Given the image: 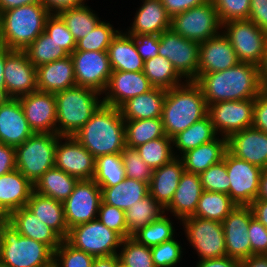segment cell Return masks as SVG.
<instances>
[{"instance_id":"cell-1","label":"cell","mask_w":267,"mask_h":267,"mask_svg":"<svg viewBox=\"0 0 267 267\" xmlns=\"http://www.w3.org/2000/svg\"><path fill=\"white\" fill-rule=\"evenodd\" d=\"M195 82L201 88L207 106L220 101L255 99L263 91L258 66L244 62L224 71L202 74Z\"/></svg>"},{"instance_id":"cell-2","label":"cell","mask_w":267,"mask_h":267,"mask_svg":"<svg viewBox=\"0 0 267 267\" xmlns=\"http://www.w3.org/2000/svg\"><path fill=\"white\" fill-rule=\"evenodd\" d=\"M96 159L126 147L125 121L119 108L102 104L73 136Z\"/></svg>"},{"instance_id":"cell-3","label":"cell","mask_w":267,"mask_h":267,"mask_svg":"<svg viewBox=\"0 0 267 267\" xmlns=\"http://www.w3.org/2000/svg\"><path fill=\"white\" fill-rule=\"evenodd\" d=\"M166 90L162 123L167 137L173 138L208 115L202 90L195 81H186Z\"/></svg>"},{"instance_id":"cell-4","label":"cell","mask_w":267,"mask_h":267,"mask_svg":"<svg viewBox=\"0 0 267 267\" xmlns=\"http://www.w3.org/2000/svg\"><path fill=\"white\" fill-rule=\"evenodd\" d=\"M49 12L42 3L12 8L0 13V45L26 49L45 29Z\"/></svg>"},{"instance_id":"cell-5","label":"cell","mask_w":267,"mask_h":267,"mask_svg":"<svg viewBox=\"0 0 267 267\" xmlns=\"http://www.w3.org/2000/svg\"><path fill=\"white\" fill-rule=\"evenodd\" d=\"M100 95L93 89L77 85L55 93L57 134L74 136L103 104Z\"/></svg>"},{"instance_id":"cell-6","label":"cell","mask_w":267,"mask_h":267,"mask_svg":"<svg viewBox=\"0 0 267 267\" xmlns=\"http://www.w3.org/2000/svg\"><path fill=\"white\" fill-rule=\"evenodd\" d=\"M53 259L48 245L21 236L10 223L2 225L0 261L6 267H53Z\"/></svg>"},{"instance_id":"cell-7","label":"cell","mask_w":267,"mask_h":267,"mask_svg":"<svg viewBox=\"0 0 267 267\" xmlns=\"http://www.w3.org/2000/svg\"><path fill=\"white\" fill-rule=\"evenodd\" d=\"M59 135L33 133L15 147L16 169L33 185L49 169L55 167V149Z\"/></svg>"},{"instance_id":"cell-8","label":"cell","mask_w":267,"mask_h":267,"mask_svg":"<svg viewBox=\"0 0 267 267\" xmlns=\"http://www.w3.org/2000/svg\"><path fill=\"white\" fill-rule=\"evenodd\" d=\"M65 240L78 250L101 257L116 255L123 238L97 218L70 228Z\"/></svg>"},{"instance_id":"cell-9","label":"cell","mask_w":267,"mask_h":267,"mask_svg":"<svg viewBox=\"0 0 267 267\" xmlns=\"http://www.w3.org/2000/svg\"><path fill=\"white\" fill-rule=\"evenodd\" d=\"M221 31L233 46L239 62L260 64L267 45V31L249 19L225 22Z\"/></svg>"},{"instance_id":"cell-10","label":"cell","mask_w":267,"mask_h":267,"mask_svg":"<svg viewBox=\"0 0 267 267\" xmlns=\"http://www.w3.org/2000/svg\"><path fill=\"white\" fill-rule=\"evenodd\" d=\"M170 28L186 39L201 43L218 35L222 24L215 6L209 0L207 3L174 15L171 18Z\"/></svg>"},{"instance_id":"cell-11","label":"cell","mask_w":267,"mask_h":267,"mask_svg":"<svg viewBox=\"0 0 267 267\" xmlns=\"http://www.w3.org/2000/svg\"><path fill=\"white\" fill-rule=\"evenodd\" d=\"M200 43L186 39L171 28L159 35L158 55L167 58L186 81L198 78Z\"/></svg>"},{"instance_id":"cell-12","label":"cell","mask_w":267,"mask_h":267,"mask_svg":"<svg viewBox=\"0 0 267 267\" xmlns=\"http://www.w3.org/2000/svg\"><path fill=\"white\" fill-rule=\"evenodd\" d=\"M181 221L186 238L197 251L199 260L227 256L222 222L195 216Z\"/></svg>"},{"instance_id":"cell-13","label":"cell","mask_w":267,"mask_h":267,"mask_svg":"<svg viewBox=\"0 0 267 267\" xmlns=\"http://www.w3.org/2000/svg\"><path fill=\"white\" fill-rule=\"evenodd\" d=\"M225 164L230 180L229 197L241 206H249L257 199L263 169L245 160L236 158L228 151Z\"/></svg>"},{"instance_id":"cell-14","label":"cell","mask_w":267,"mask_h":267,"mask_svg":"<svg viewBox=\"0 0 267 267\" xmlns=\"http://www.w3.org/2000/svg\"><path fill=\"white\" fill-rule=\"evenodd\" d=\"M255 99L220 101L208 106L216 133L228 138L253 125Z\"/></svg>"},{"instance_id":"cell-15","label":"cell","mask_w":267,"mask_h":267,"mask_svg":"<svg viewBox=\"0 0 267 267\" xmlns=\"http://www.w3.org/2000/svg\"><path fill=\"white\" fill-rule=\"evenodd\" d=\"M101 201V188L93 179L79 180L63 202L68 229L97 219Z\"/></svg>"},{"instance_id":"cell-16","label":"cell","mask_w":267,"mask_h":267,"mask_svg":"<svg viewBox=\"0 0 267 267\" xmlns=\"http://www.w3.org/2000/svg\"><path fill=\"white\" fill-rule=\"evenodd\" d=\"M77 86L93 89L103 95L112 69L107 51H74L71 55Z\"/></svg>"},{"instance_id":"cell-17","label":"cell","mask_w":267,"mask_h":267,"mask_svg":"<svg viewBox=\"0 0 267 267\" xmlns=\"http://www.w3.org/2000/svg\"><path fill=\"white\" fill-rule=\"evenodd\" d=\"M95 161L93 155L73 136L58 137L55 149L56 168L79 180H91L95 173Z\"/></svg>"},{"instance_id":"cell-18","label":"cell","mask_w":267,"mask_h":267,"mask_svg":"<svg viewBox=\"0 0 267 267\" xmlns=\"http://www.w3.org/2000/svg\"><path fill=\"white\" fill-rule=\"evenodd\" d=\"M6 99H18L37 89L36 67L24 50H12L5 59Z\"/></svg>"},{"instance_id":"cell-19","label":"cell","mask_w":267,"mask_h":267,"mask_svg":"<svg viewBox=\"0 0 267 267\" xmlns=\"http://www.w3.org/2000/svg\"><path fill=\"white\" fill-rule=\"evenodd\" d=\"M34 133L57 134L55 94L36 90L18 98Z\"/></svg>"},{"instance_id":"cell-20","label":"cell","mask_w":267,"mask_h":267,"mask_svg":"<svg viewBox=\"0 0 267 267\" xmlns=\"http://www.w3.org/2000/svg\"><path fill=\"white\" fill-rule=\"evenodd\" d=\"M252 218L253 213L249 206L237 205L222 221L227 256L239 261L251 256L248 228Z\"/></svg>"},{"instance_id":"cell-21","label":"cell","mask_w":267,"mask_h":267,"mask_svg":"<svg viewBox=\"0 0 267 267\" xmlns=\"http://www.w3.org/2000/svg\"><path fill=\"white\" fill-rule=\"evenodd\" d=\"M227 151L262 169H267V133L248 127L227 138Z\"/></svg>"},{"instance_id":"cell-22","label":"cell","mask_w":267,"mask_h":267,"mask_svg":"<svg viewBox=\"0 0 267 267\" xmlns=\"http://www.w3.org/2000/svg\"><path fill=\"white\" fill-rule=\"evenodd\" d=\"M152 88L143 71H112L107 88L103 92V104L118 108L128 99L146 93Z\"/></svg>"},{"instance_id":"cell-23","label":"cell","mask_w":267,"mask_h":267,"mask_svg":"<svg viewBox=\"0 0 267 267\" xmlns=\"http://www.w3.org/2000/svg\"><path fill=\"white\" fill-rule=\"evenodd\" d=\"M33 133L19 99L0 100V143L17 147Z\"/></svg>"},{"instance_id":"cell-24","label":"cell","mask_w":267,"mask_h":267,"mask_svg":"<svg viewBox=\"0 0 267 267\" xmlns=\"http://www.w3.org/2000/svg\"><path fill=\"white\" fill-rule=\"evenodd\" d=\"M238 63L236 52L222 31L200 43L198 77L202 74L224 71Z\"/></svg>"},{"instance_id":"cell-25","label":"cell","mask_w":267,"mask_h":267,"mask_svg":"<svg viewBox=\"0 0 267 267\" xmlns=\"http://www.w3.org/2000/svg\"><path fill=\"white\" fill-rule=\"evenodd\" d=\"M10 224L15 227L21 236L46 244L53 251L64 240L55 230L36 217L26 206L10 213Z\"/></svg>"},{"instance_id":"cell-26","label":"cell","mask_w":267,"mask_h":267,"mask_svg":"<svg viewBox=\"0 0 267 267\" xmlns=\"http://www.w3.org/2000/svg\"><path fill=\"white\" fill-rule=\"evenodd\" d=\"M37 89L57 93L76 86L74 64L71 56L40 65L36 68Z\"/></svg>"},{"instance_id":"cell-27","label":"cell","mask_w":267,"mask_h":267,"mask_svg":"<svg viewBox=\"0 0 267 267\" xmlns=\"http://www.w3.org/2000/svg\"><path fill=\"white\" fill-rule=\"evenodd\" d=\"M184 171V164L180 156L153 170L149 183V194L164 209L170 204Z\"/></svg>"},{"instance_id":"cell-28","label":"cell","mask_w":267,"mask_h":267,"mask_svg":"<svg viewBox=\"0 0 267 267\" xmlns=\"http://www.w3.org/2000/svg\"><path fill=\"white\" fill-rule=\"evenodd\" d=\"M141 7L136 10L132 27L127 34L134 36L139 34L160 35L170 29L171 17L166 12L161 0H143Z\"/></svg>"},{"instance_id":"cell-29","label":"cell","mask_w":267,"mask_h":267,"mask_svg":"<svg viewBox=\"0 0 267 267\" xmlns=\"http://www.w3.org/2000/svg\"><path fill=\"white\" fill-rule=\"evenodd\" d=\"M202 192L200 175L184 171L174 196L165 211H170L180 221L193 216Z\"/></svg>"},{"instance_id":"cell-30","label":"cell","mask_w":267,"mask_h":267,"mask_svg":"<svg viewBox=\"0 0 267 267\" xmlns=\"http://www.w3.org/2000/svg\"><path fill=\"white\" fill-rule=\"evenodd\" d=\"M166 90L153 87L146 93L132 97L118 108L124 121L161 118Z\"/></svg>"},{"instance_id":"cell-31","label":"cell","mask_w":267,"mask_h":267,"mask_svg":"<svg viewBox=\"0 0 267 267\" xmlns=\"http://www.w3.org/2000/svg\"><path fill=\"white\" fill-rule=\"evenodd\" d=\"M112 71H143L144 61L137 52L134 37L119 31L108 47Z\"/></svg>"},{"instance_id":"cell-32","label":"cell","mask_w":267,"mask_h":267,"mask_svg":"<svg viewBox=\"0 0 267 267\" xmlns=\"http://www.w3.org/2000/svg\"><path fill=\"white\" fill-rule=\"evenodd\" d=\"M34 185L18 170L0 176V203L11 213L26 206Z\"/></svg>"},{"instance_id":"cell-33","label":"cell","mask_w":267,"mask_h":267,"mask_svg":"<svg viewBox=\"0 0 267 267\" xmlns=\"http://www.w3.org/2000/svg\"><path fill=\"white\" fill-rule=\"evenodd\" d=\"M227 152V138L219 136L206 144L190 149L181 155L186 172L201 174L212 165L222 161Z\"/></svg>"},{"instance_id":"cell-34","label":"cell","mask_w":267,"mask_h":267,"mask_svg":"<svg viewBox=\"0 0 267 267\" xmlns=\"http://www.w3.org/2000/svg\"><path fill=\"white\" fill-rule=\"evenodd\" d=\"M26 207L63 239L67 238L69 229L66 224L62 202L33 191Z\"/></svg>"},{"instance_id":"cell-35","label":"cell","mask_w":267,"mask_h":267,"mask_svg":"<svg viewBox=\"0 0 267 267\" xmlns=\"http://www.w3.org/2000/svg\"><path fill=\"white\" fill-rule=\"evenodd\" d=\"M102 202L126 211L149 194V184L130 178L113 187H100Z\"/></svg>"},{"instance_id":"cell-36","label":"cell","mask_w":267,"mask_h":267,"mask_svg":"<svg viewBox=\"0 0 267 267\" xmlns=\"http://www.w3.org/2000/svg\"><path fill=\"white\" fill-rule=\"evenodd\" d=\"M78 181V178L53 167L35 182L34 191L63 203L73 192Z\"/></svg>"},{"instance_id":"cell-37","label":"cell","mask_w":267,"mask_h":267,"mask_svg":"<svg viewBox=\"0 0 267 267\" xmlns=\"http://www.w3.org/2000/svg\"><path fill=\"white\" fill-rule=\"evenodd\" d=\"M218 137L210 116L207 115L195 122L186 130L179 132L172 138L173 146L179 150L180 156L186 151L209 143Z\"/></svg>"},{"instance_id":"cell-38","label":"cell","mask_w":267,"mask_h":267,"mask_svg":"<svg viewBox=\"0 0 267 267\" xmlns=\"http://www.w3.org/2000/svg\"><path fill=\"white\" fill-rule=\"evenodd\" d=\"M163 214H166L165 209L150 194L135 202L125 211L127 238Z\"/></svg>"},{"instance_id":"cell-39","label":"cell","mask_w":267,"mask_h":267,"mask_svg":"<svg viewBox=\"0 0 267 267\" xmlns=\"http://www.w3.org/2000/svg\"><path fill=\"white\" fill-rule=\"evenodd\" d=\"M236 206L226 193L203 190L193 216L222 222Z\"/></svg>"},{"instance_id":"cell-40","label":"cell","mask_w":267,"mask_h":267,"mask_svg":"<svg viewBox=\"0 0 267 267\" xmlns=\"http://www.w3.org/2000/svg\"><path fill=\"white\" fill-rule=\"evenodd\" d=\"M143 73L156 88L168 90L184 83L173 64L159 55L144 61Z\"/></svg>"},{"instance_id":"cell-41","label":"cell","mask_w":267,"mask_h":267,"mask_svg":"<svg viewBox=\"0 0 267 267\" xmlns=\"http://www.w3.org/2000/svg\"><path fill=\"white\" fill-rule=\"evenodd\" d=\"M165 135L161 118L125 121L126 147L128 148L135 149Z\"/></svg>"},{"instance_id":"cell-42","label":"cell","mask_w":267,"mask_h":267,"mask_svg":"<svg viewBox=\"0 0 267 267\" xmlns=\"http://www.w3.org/2000/svg\"><path fill=\"white\" fill-rule=\"evenodd\" d=\"M58 15L65 22L76 42L91 32L101 21L87 4L68 8L61 11Z\"/></svg>"},{"instance_id":"cell-43","label":"cell","mask_w":267,"mask_h":267,"mask_svg":"<svg viewBox=\"0 0 267 267\" xmlns=\"http://www.w3.org/2000/svg\"><path fill=\"white\" fill-rule=\"evenodd\" d=\"M29 61L37 68L69 56L53 38L43 31L26 49Z\"/></svg>"},{"instance_id":"cell-44","label":"cell","mask_w":267,"mask_h":267,"mask_svg":"<svg viewBox=\"0 0 267 267\" xmlns=\"http://www.w3.org/2000/svg\"><path fill=\"white\" fill-rule=\"evenodd\" d=\"M173 140L166 135L161 138L153 139L143 145L138 146L136 151L141 159L148 166L155 170L162 165L170 162L173 158L179 157V154L174 151ZM175 153V154H174Z\"/></svg>"},{"instance_id":"cell-45","label":"cell","mask_w":267,"mask_h":267,"mask_svg":"<svg viewBox=\"0 0 267 267\" xmlns=\"http://www.w3.org/2000/svg\"><path fill=\"white\" fill-rule=\"evenodd\" d=\"M125 178L121 154H107L96 158L93 180L100 187H113Z\"/></svg>"},{"instance_id":"cell-46","label":"cell","mask_w":267,"mask_h":267,"mask_svg":"<svg viewBox=\"0 0 267 267\" xmlns=\"http://www.w3.org/2000/svg\"><path fill=\"white\" fill-rule=\"evenodd\" d=\"M163 214L148 225L140 228L131 237L148 247L159 245L175 237L173 222Z\"/></svg>"},{"instance_id":"cell-47","label":"cell","mask_w":267,"mask_h":267,"mask_svg":"<svg viewBox=\"0 0 267 267\" xmlns=\"http://www.w3.org/2000/svg\"><path fill=\"white\" fill-rule=\"evenodd\" d=\"M120 250L117 256L125 267H155L150 247L138 243L132 237L122 240Z\"/></svg>"},{"instance_id":"cell-48","label":"cell","mask_w":267,"mask_h":267,"mask_svg":"<svg viewBox=\"0 0 267 267\" xmlns=\"http://www.w3.org/2000/svg\"><path fill=\"white\" fill-rule=\"evenodd\" d=\"M119 31L109 22L100 21L91 32L76 42L74 51H107Z\"/></svg>"},{"instance_id":"cell-49","label":"cell","mask_w":267,"mask_h":267,"mask_svg":"<svg viewBox=\"0 0 267 267\" xmlns=\"http://www.w3.org/2000/svg\"><path fill=\"white\" fill-rule=\"evenodd\" d=\"M94 256L78 250L65 239L54 251L53 267H92Z\"/></svg>"},{"instance_id":"cell-50","label":"cell","mask_w":267,"mask_h":267,"mask_svg":"<svg viewBox=\"0 0 267 267\" xmlns=\"http://www.w3.org/2000/svg\"><path fill=\"white\" fill-rule=\"evenodd\" d=\"M202 188L205 191L229 194L230 180L224 159L200 174Z\"/></svg>"},{"instance_id":"cell-51","label":"cell","mask_w":267,"mask_h":267,"mask_svg":"<svg viewBox=\"0 0 267 267\" xmlns=\"http://www.w3.org/2000/svg\"><path fill=\"white\" fill-rule=\"evenodd\" d=\"M120 154L126 177L149 184L153 169L141 159L136 149L125 147Z\"/></svg>"},{"instance_id":"cell-52","label":"cell","mask_w":267,"mask_h":267,"mask_svg":"<svg viewBox=\"0 0 267 267\" xmlns=\"http://www.w3.org/2000/svg\"><path fill=\"white\" fill-rule=\"evenodd\" d=\"M44 31L59 44L64 51L71 55L76 49V41L58 14H50L45 22Z\"/></svg>"},{"instance_id":"cell-53","label":"cell","mask_w":267,"mask_h":267,"mask_svg":"<svg viewBox=\"0 0 267 267\" xmlns=\"http://www.w3.org/2000/svg\"><path fill=\"white\" fill-rule=\"evenodd\" d=\"M155 267H175L182 259L183 249L175 238L150 247Z\"/></svg>"},{"instance_id":"cell-54","label":"cell","mask_w":267,"mask_h":267,"mask_svg":"<svg viewBox=\"0 0 267 267\" xmlns=\"http://www.w3.org/2000/svg\"><path fill=\"white\" fill-rule=\"evenodd\" d=\"M221 24L230 20L248 19L250 0H211Z\"/></svg>"},{"instance_id":"cell-55","label":"cell","mask_w":267,"mask_h":267,"mask_svg":"<svg viewBox=\"0 0 267 267\" xmlns=\"http://www.w3.org/2000/svg\"><path fill=\"white\" fill-rule=\"evenodd\" d=\"M99 221L109 229L117 232L123 239L127 238L125 211L101 201L98 211Z\"/></svg>"},{"instance_id":"cell-56","label":"cell","mask_w":267,"mask_h":267,"mask_svg":"<svg viewBox=\"0 0 267 267\" xmlns=\"http://www.w3.org/2000/svg\"><path fill=\"white\" fill-rule=\"evenodd\" d=\"M248 237L251 255L267 254V228L254 217L250 220Z\"/></svg>"},{"instance_id":"cell-57","label":"cell","mask_w":267,"mask_h":267,"mask_svg":"<svg viewBox=\"0 0 267 267\" xmlns=\"http://www.w3.org/2000/svg\"><path fill=\"white\" fill-rule=\"evenodd\" d=\"M137 52L143 61L155 58L159 51V35L139 34L134 35Z\"/></svg>"},{"instance_id":"cell-58","label":"cell","mask_w":267,"mask_h":267,"mask_svg":"<svg viewBox=\"0 0 267 267\" xmlns=\"http://www.w3.org/2000/svg\"><path fill=\"white\" fill-rule=\"evenodd\" d=\"M252 126L267 133V91L263 90L255 98Z\"/></svg>"},{"instance_id":"cell-59","label":"cell","mask_w":267,"mask_h":267,"mask_svg":"<svg viewBox=\"0 0 267 267\" xmlns=\"http://www.w3.org/2000/svg\"><path fill=\"white\" fill-rule=\"evenodd\" d=\"M249 20L267 31V0H250Z\"/></svg>"},{"instance_id":"cell-60","label":"cell","mask_w":267,"mask_h":267,"mask_svg":"<svg viewBox=\"0 0 267 267\" xmlns=\"http://www.w3.org/2000/svg\"><path fill=\"white\" fill-rule=\"evenodd\" d=\"M166 12L172 18L174 15L183 13L184 11L195 6L207 3L209 0H161Z\"/></svg>"},{"instance_id":"cell-61","label":"cell","mask_w":267,"mask_h":267,"mask_svg":"<svg viewBox=\"0 0 267 267\" xmlns=\"http://www.w3.org/2000/svg\"><path fill=\"white\" fill-rule=\"evenodd\" d=\"M15 147L0 143V176L16 169Z\"/></svg>"},{"instance_id":"cell-62","label":"cell","mask_w":267,"mask_h":267,"mask_svg":"<svg viewBox=\"0 0 267 267\" xmlns=\"http://www.w3.org/2000/svg\"><path fill=\"white\" fill-rule=\"evenodd\" d=\"M86 0H41L49 14H59L68 8H75L85 4Z\"/></svg>"},{"instance_id":"cell-63","label":"cell","mask_w":267,"mask_h":267,"mask_svg":"<svg viewBox=\"0 0 267 267\" xmlns=\"http://www.w3.org/2000/svg\"><path fill=\"white\" fill-rule=\"evenodd\" d=\"M238 259L223 256L218 258L203 259L197 262L196 267H239Z\"/></svg>"},{"instance_id":"cell-64","label":"cell","mask_w":267,"mask_h":267,"mask_svg":"<svg viewBox=\"0 0 267 267\" xmlns=\"http://www.w3.org/2000/svg\"><path fill=\"white\" fill-rule=\"evenodd\" d=\"M249 207L252 210L253 217L267 228V200L257 198Z\"/></svg>"},{"instance_id":"cell-65","label":"cell","mask_w":267,"mask_h":267,"mask_svg":"<svg viewBox=\"0 0 267 267\" xmlns=\"http://www.w3.org/2000/svg\"><path fill=\"white\" fill-rule=\"evenodd\" d=\"M6 46L0 45V100L6 99V86L4 82V66L6 56L11 52Z\"/></svg>"},{"instance_id":"cell-66","label":"cell","mask_w":267,"mask_h":267,"mask_svg":"<svg viewBox=\"0 0 267 267\" xmlns=\"http://www.w3.org/2000/svg\"><path fill=\"white\" fill-rule=\"evenodd\" d=\"M239 267H267V254L251 255L242 259Z\"/></svg>"},{"instance_id":"cell-67","label":"cell","mask_w":267,"mask_h":267,"mask_svg":"<svg viewBox=\"0 0 267 267\" xmlns=\"http://www.w3.org/2000/svg\"><path fill=\"white\" fill-rule=\"evenodd\" d=\"M41 3V0H0V13L12 8Z\"/></svg>"},{"instance_id":"cell-68","label":"cell","mask_w":267,"mask_h":267,"mask_svg":"<svg viewBox=\"0 0 267 267\" xmlns=\"http://www.w3.org/2000/svg\"><path fill=\"white\" fill-rule=\"evenodd\" d=\"M119 258L116 255L95 257L92 267H117Z\"/></svg>"},{"instance_id":"cell-69","label":"cell","mask_w":267,"mask_h":267,"mask_svg":"<svg viewBox=\"0 0 267 267\" xmlns=\"http://www.w3.org/2000/svg\"><path fill=\"white\" fill-rule=\"evenodd\" d=\"M258 71L262 90L267 91V45L262 60L258 65Z\"/></svg>"},{"instance_id":"cell-70","label":"cell","mask_w":267,"mask_h":267,"mask_svg":"<svg viewBox=\"0 0 267 267\" xmlns=\"http://www.w3.org/2000/svg\"><path fill=\"white\" fill-rule=\"evenodd\" d=\"M257 198L267 200V169H263Z\"/></svg>"},{"instance_id":"cell-71","label":"cell","mask_w":267,"mask_h":267,"mask_svg":"<svg viewBox=\"0 0 267 267\" xmlns=\"http://www.w3.org/2000/svg\"><path fill=\"white\" fill-rule=\"evenodd\" d=\"M8 223H10V213L0 203V225H5Z\"/></svg>"},{"instance_id":"cell-72","label":"cell","mask_w":267,"mask_h":267,"mask_svg":"<svg viewBox=\"0 0 267 267\" xmlns=\"http://www.w3.org/2000/svg\"><path fill=\"white\" fill-rule=\"evenodd\" d=\"M1 230H2V225H0V243H1Z\"/></svg>"},{"instance_id":"cell-73","label":"cell","mask_w":267,"mask_h":267,"mask_svg":"<svg viewBox=\"0 0 267 267\" xmlns=\"http://www.w3.org/2000/svg\"><path fill=\"white\" fill-rule=\"evenodd\" d=\"M117 267H125L124 265H122L120 262L118 263Z\"/></svg>"},{"instance_id":"cell-74","label":"cell","mask_w":267,"mask_h":267,"mask_svg":"<svg viewBox=\"0 0 267 267\" xmlns=\"http://www.w3.org/2000/svg\"><path fill=\"white\" fill-rule=\"evenodd\" d=\"M0 267H6V266L0 261Z\"/></svg>"}]
</instances>
